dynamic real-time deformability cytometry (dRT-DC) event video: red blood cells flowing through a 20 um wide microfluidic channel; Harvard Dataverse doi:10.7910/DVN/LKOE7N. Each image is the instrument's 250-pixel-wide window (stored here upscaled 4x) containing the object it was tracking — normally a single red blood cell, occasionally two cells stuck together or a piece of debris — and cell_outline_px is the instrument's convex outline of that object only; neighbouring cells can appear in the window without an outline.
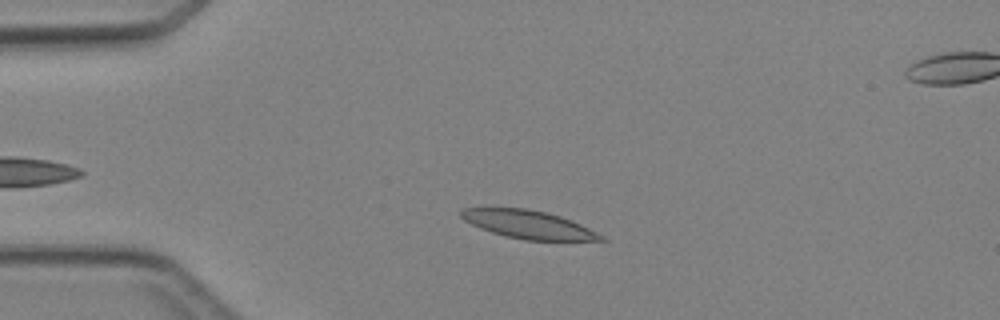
{"species": "Egyptian fruit bat (a non-hibernating species)", "species_latin": "Rousettus aegyptiacus", "temperature_condition": "cold", "stored_images_in_passage": 4, "camera_frame_rate_fps": 3000, "um_per_image_px": 0.085, "animal": {"sex": "female"}, "frame": {"image": 1, "passage_image": 2, "time_ms": 1.0, "image_size_px": [1000, 320], "cell_outline_px": [[608, 240], [524, 240], [504, 236], [480, 228], [464, 220], [460, 216], [460, 208], [484, 204], [488, 204], [528, 208], [560, 216], [580, 224], [604, 236]], "centroid_in_image_um": [44.74, 19.01], "position_along_channel_um": 40.3, "area_um2": 23.76}}
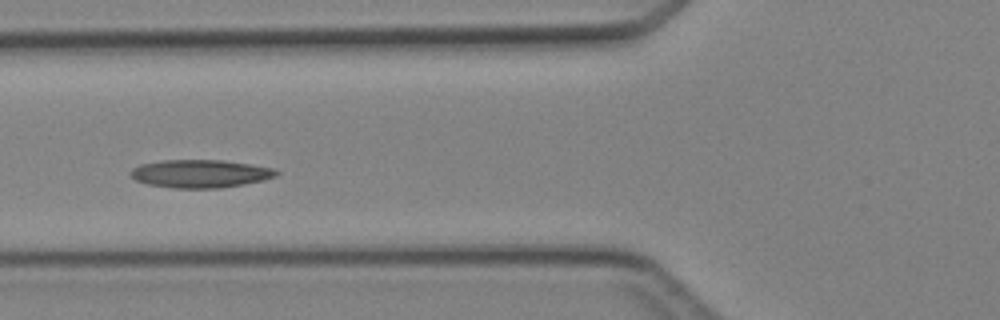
{"frame": {"image": 2, "passage_image": 4, "time_ms": 3.333, "image_size_px": [1000, 320], "cell_outline_px": [[280, 172], [276, 176], [264, 180], [244, 184], [220, 188], [172, 188], [148, 184], [136, 180], [128, 172], [132, 168], [140, 164], [160, 160], [224, 160], [252, 164], [276, 168]], "centroid_in_image_um": [17.05, 14.75], "position_along_channel_um": 108.8, "area_um2": 24.04}}